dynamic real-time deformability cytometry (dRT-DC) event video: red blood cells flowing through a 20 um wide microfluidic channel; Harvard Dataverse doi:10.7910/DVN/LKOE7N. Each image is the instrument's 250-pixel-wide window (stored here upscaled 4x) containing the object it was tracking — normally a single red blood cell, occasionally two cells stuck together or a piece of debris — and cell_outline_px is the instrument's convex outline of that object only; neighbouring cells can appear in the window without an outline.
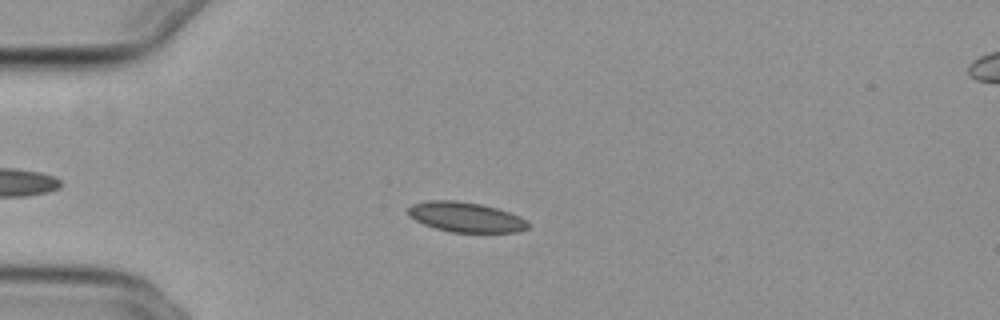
{"species": "common noctule bat (a hibernating species)", "species_latin": "Nyctalus noctula", "temperature_condition": "cold", "stored_images_in_passage": 52, "camera_frame_rate_fps": 3000, "um_per_image_px": 0.085, "animal": {"sex": "female", "body_mass_g": 29.2, "forearm_length_mm": 56.3}, "frame": {"image": 1, "passage_image": 11, "time_ms": 3.333, "image_size_px": [1000, 320], "cell_outline_px": [[528, 228], [520, 232], [452, 232], [436, 228], [424, 224], [408, 216], [408, 208], [412, 204], [428, 200], [456, 200], [480, 204], [496, 208], [520, 216], [528, 220]], "centroid_in_image_um": [39.6, 18.45], "position_along_channel_um": 45.4, "area_um2": 20.92}}
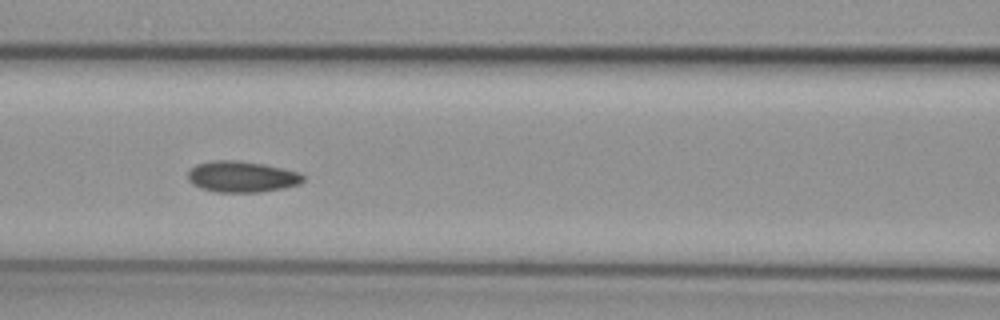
{"frame": {"image": 2, "passage_image": 21, "time_ms": 6.667, "image_size_px": [1000, 320], "cell_outline_px": [[304, 180], [300, 184], [284, 188], [260, 192], [216, 192], [200, 188], [192, 184], [188, 180], [188, 172], [196, 164], [212, 160], [236, 160], [264, 164], [300, 172], [304, 176]], "centroid_in_image_um": [20.56, 15.02], "position_along_channel_um": 146.0, "area_um2": 21.04}}
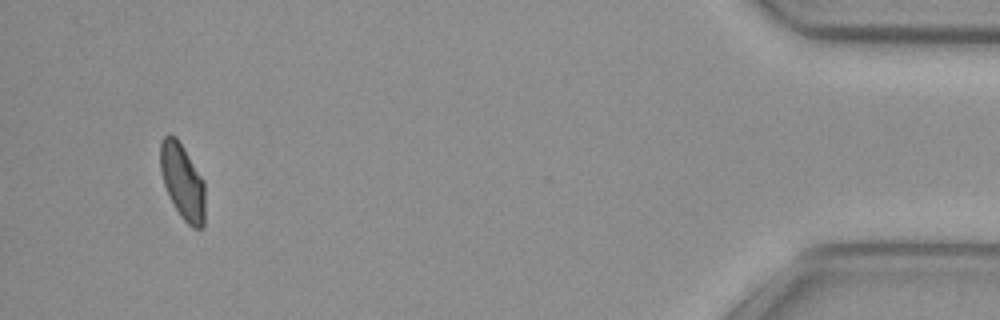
{"frame": {"image": 3, "passage_image": 49, "time_ms": 16.0, "image_size_px": [1000, 320], "cell_outline_px": [[204, 228], [192, 228], [180, 216], [164, 184], [160, 172], [160, 144], [164, 136], [168, 132], [176, 136], [184, 148], [204, 180]], "centroid_in_image_um": [15.51, 15.4], "position_along_channel_um": 419.7, "area_um2": 19.71}, "authors_computed_cell_mechanics": {"area_um2": 20.4612, "velocity_mm_per_s": 3.7326, "shape_relaxation_time_tau1_ms": 10.3103, "shape_relaxation_time_tau2_ms": 2.6273, "deformation_change_tau1": 0.1579, "deformation_change_tau2": 0.0582}}